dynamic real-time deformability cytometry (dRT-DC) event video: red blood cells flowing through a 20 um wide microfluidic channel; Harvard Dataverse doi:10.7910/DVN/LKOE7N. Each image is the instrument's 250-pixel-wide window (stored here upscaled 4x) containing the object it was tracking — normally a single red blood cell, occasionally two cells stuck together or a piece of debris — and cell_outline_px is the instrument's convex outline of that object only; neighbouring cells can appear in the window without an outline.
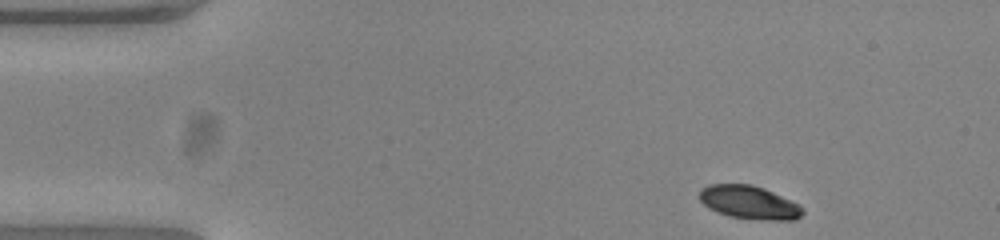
{"species": "common noctule bat (a hibernating species)", "species_latin": "Nyctalus noctula", "temperature_condition": "warm", "stored_images_in_passage": 47, "camera_frame_rate_fps": 3000, "um_per_image_px": 0.085, "animal": {"sex": "female", "body_mass_g": 23.0, "forearm_length_mm": 53.4}, "frame": {"image": 1, "passage_image": 1, "time_ms": 0.0, "image_size_px": [1000, 240], "cell_outline_px": [[804, 212], [796, 220], [764, 220], [732, 216], [716, 212], [708, 208], [700, 200], [700, 188], [708, 184], [752, 184], [764, 188], [800, 204], [804, 208]], "centroid_in_image_um": [63.7, 17.19], "position_along_channel_um": 21.3, "area_um2": 20.11}}
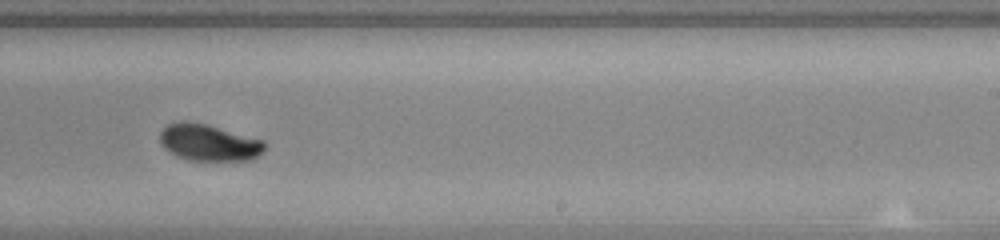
{"frame": {"image": 2, "passage_image": 27, "time_ms": 8.667, "image_size_px": [1000, 240], "cell_outline_px": [[268, 144], [264, 152], [252, 160], [188, 160], [176, 156], [164, 148], [160, 144], [160, 132], [168, 124], [180, 120], [184, 120], [208, 124], [264, 140]], "centroid_in_image_um": [17.78, 12.11], "position_along_channel_um": 271.2, "area_um2": 22.77}}
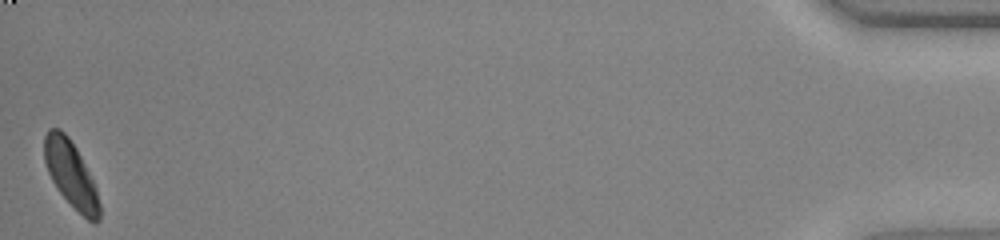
{"frame": {"image": 3, "passage_image": 47, "time_ms": 15.333, "image_size_px": [1000, 240], "cell_outline_px": [[100, 220], [96, 224], [88, 220], [60, 192], [52, 180], [48, 172], [44, 160], [44, 136], [48, 128], [60, 128], [68, 136], [76, 148], [96, 188], [100, 204]], "centroid_in_image_um": [6.02, 14.78], "position_along_channel_um": 429.2, "area_um2": 20.87}, "authors_computed_cell_mechanics": {"area_um2": 22.0218, "velocity_mm_per_s": 3.847, "shape_relaxation_time_tau1_ms": 1.7723, "shape_relaxation_time_tau2_ms": null, "deformation_change_tau1": 0.1022, "deformation_change_tau2": null}}